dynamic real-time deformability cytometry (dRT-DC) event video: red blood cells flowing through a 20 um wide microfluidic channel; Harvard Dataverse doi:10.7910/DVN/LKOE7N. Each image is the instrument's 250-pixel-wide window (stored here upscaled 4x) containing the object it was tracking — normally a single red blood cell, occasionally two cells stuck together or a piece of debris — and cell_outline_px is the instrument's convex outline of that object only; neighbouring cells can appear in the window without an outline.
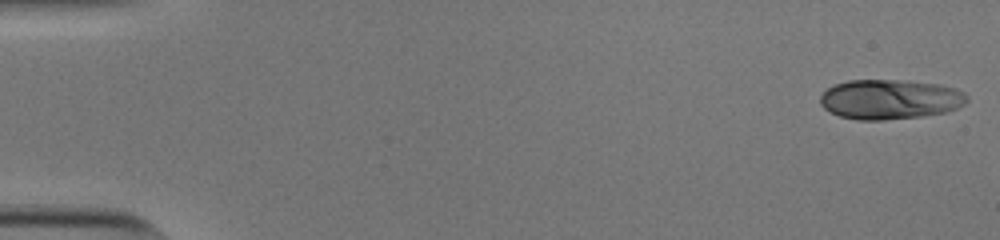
{"species": "human", "species_latin": "Homo sapiens", "temperature_condition": "cold", "stored_images_in_passage": 8, "camera_frame_rate_fps": 3000, "um_per_image_px": 0.085, "donor": {"sex": "male"}, "frame": {"image": 1, "passage_image": 1, "time_ms": 0.0, "image_size_px": [1000, 240], "cell_outline_px": [[968, 100], [964, 104], [956, 108], [944, 112], [920, 116], [884, 120], [856, 120], [840, 116], [824, 108], [820, 104], [820, 96], [832, 84], [848, 80], [900, 80], [940, 84], [956, 88], [964, 92], [968, 96]], "centroid_in_image_um": [75.64, 8.43], "position_along_channel_um": 9.4, "area_um2": 34.1}}